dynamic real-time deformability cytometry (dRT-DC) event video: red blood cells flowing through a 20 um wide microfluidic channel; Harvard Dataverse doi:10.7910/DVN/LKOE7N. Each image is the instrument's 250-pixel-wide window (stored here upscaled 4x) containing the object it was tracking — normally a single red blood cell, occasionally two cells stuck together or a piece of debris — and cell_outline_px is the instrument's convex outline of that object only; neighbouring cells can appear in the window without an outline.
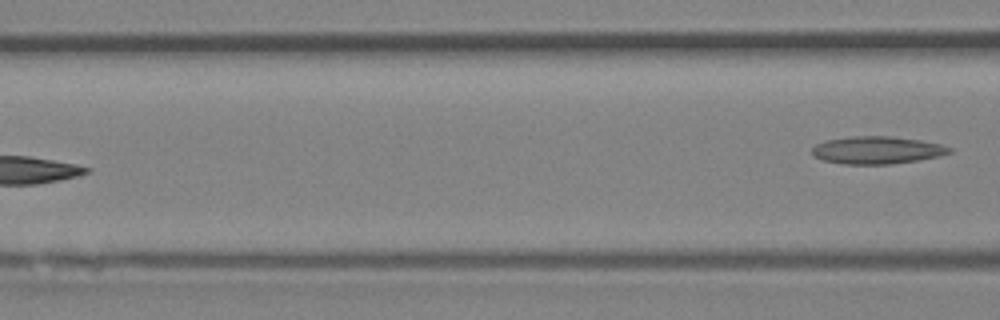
{"species": "Egyptian fruit bat (a non-hibernating species)", "species_latin": "Rousettus aegyptiacus", "temperature_condition": "room temperature", "stored_images_in_passage": 6, "camera_frame_rate_fps": 3000, "um_per_image_px": 0.085, "animal": {"sex": "female"}, "frame": {"image": 1, "passage_image": 6, "time_ms": 1.667, "image_size_px": [1000, 320], "cell_outline_px": [[952, 152], [940, 156], [920, 160], [888, 164], [844, 164], [824, 160], [812, 156], [812, 148], [816, 144], [824, 140], [852, 136], [892, 136], [920, 140], [940, 144], [952, 148]], "centroid_in_image_um": [74.54, 12.76], "position_along_channel_um": 92.1, "area_um2": 22.14}}